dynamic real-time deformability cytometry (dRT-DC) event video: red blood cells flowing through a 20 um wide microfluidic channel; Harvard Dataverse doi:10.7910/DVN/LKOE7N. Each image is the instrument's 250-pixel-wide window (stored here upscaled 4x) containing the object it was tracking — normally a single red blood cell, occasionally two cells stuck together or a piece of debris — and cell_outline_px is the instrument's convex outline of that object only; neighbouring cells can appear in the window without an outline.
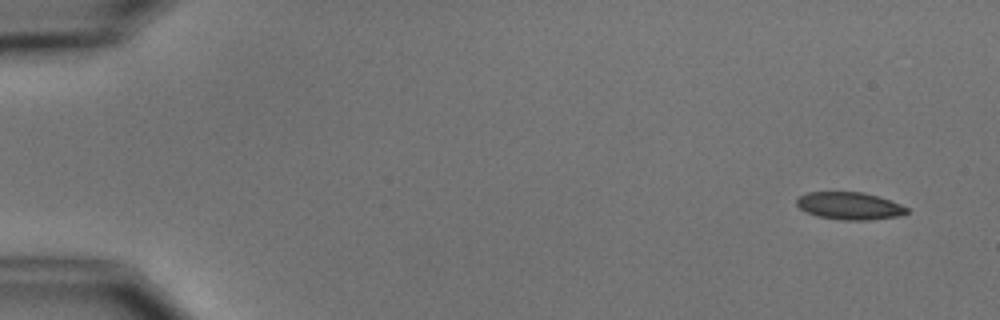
{"species": "common noctule bat (a hibernating species)", "species_latin": "Nyctalus noctula", "temperature_condition": "cold", "stored_images_in_passage": 9, "camera_frame_rate_fps": 3000, "um_per_image_px": 0.085, "animal": {"sex": "male", "body_mass_g": 15.6}, "frame": {"image": 1, "passage_image": 1, "time_ms": 0.0, "image_size_px": [1000, 320], "cell_outline_px": [[908, 212], [896, 216], [868, 220], [844, 220], [816, 216], [800, 208], [796, 204], [796, 200], [800, 196], [808, 192], [864, 192], [880, 196], [900, 204], [908, 208]], "centroid_in_image_um": [72.21, 17.49], "position_along_channel_um": 12.8, "area_um2": 17.51}}
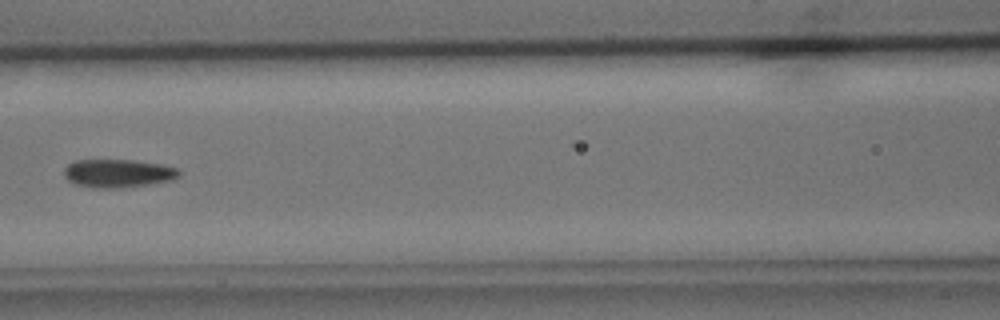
{"frame": {"image": 2, "passage_image": 7, "time_ms": 7.333, "image_size_px": [1000, 320], "cell_outline_px": [[180, 176], [172, 180], [120, 188], [92, 188], [76, 184], [68, 180], [64, 176], [64, 168], [72, 160], [136, 160], [164, 164], [180, 168]], "centroid_in_image_um": [10.05, 14.72], "position_along_channel_um": 156.6, "area_um2": 19.19}}
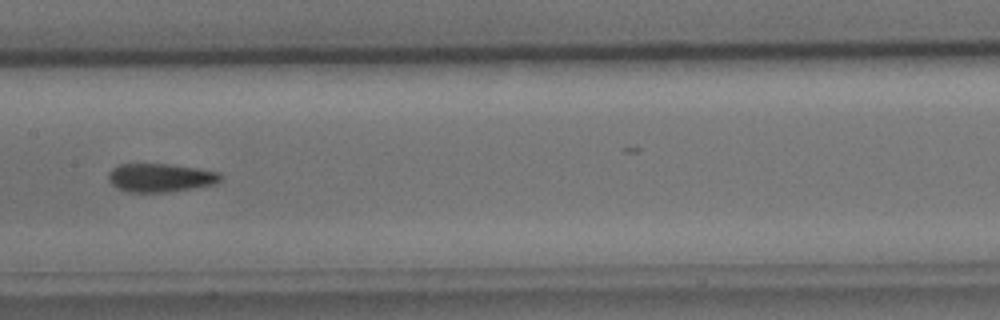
{"frame": {"image": 3, "passage_image": 8, "time_ms": 8.333, "image_size_px": [1000, 320], "cell_outline_px": [[220, 180], [212, 184], [168, 192], [128, 192], [112, 184], [108, 180], [108, 172], [112, 168], [120, 164], [168, 164], [196, 168], [216, 172], [220, 176]], "centroid_in_image_um": [13.56, 15.1], "position_along_channel_um": 193.8, "area_um2": 18.21}}